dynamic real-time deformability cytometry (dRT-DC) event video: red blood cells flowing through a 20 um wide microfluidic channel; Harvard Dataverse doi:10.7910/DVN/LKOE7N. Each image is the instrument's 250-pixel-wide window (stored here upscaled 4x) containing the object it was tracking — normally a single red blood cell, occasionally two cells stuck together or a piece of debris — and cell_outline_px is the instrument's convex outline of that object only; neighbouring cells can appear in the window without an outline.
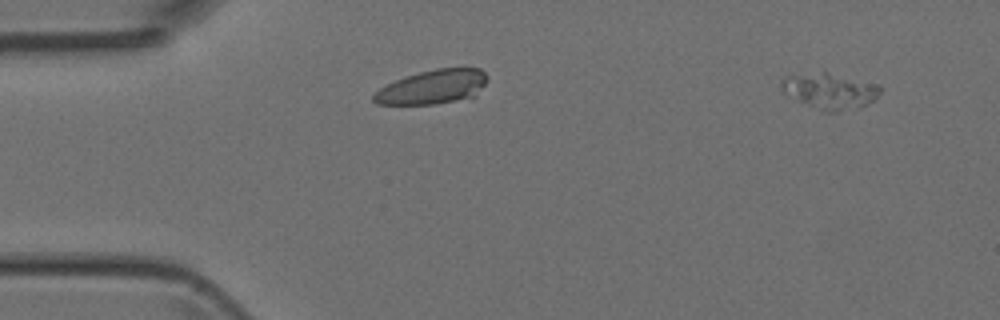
{"species": "Egyptian fruit bat (a non-hibernating species)", "species_latin": "Rousettus aegyptiacus", "temperature_condition": "room temperature", "stored_images_in_passage": 2, "camera_frame_rate_fps": 3000, "um_per_image_px": 0.085, "animal": {"sex": "female"}, "frame": {"image": 1, "passage_image": 2, "time_ms": 2.0, "image_size_px": [1000, 320], "cell_outline_px": [[884, 88], [876, 100], [860, 108], [836, 112], [820, 112], [784, 92], [780, 88], [780, 80], [784, 76], [824, 72], [828, 72], [880, 84]], "centroid_in_image_um": [70.61, 7.75], "position_along_channel_um": 14.4, "area_um2": 21.1}}